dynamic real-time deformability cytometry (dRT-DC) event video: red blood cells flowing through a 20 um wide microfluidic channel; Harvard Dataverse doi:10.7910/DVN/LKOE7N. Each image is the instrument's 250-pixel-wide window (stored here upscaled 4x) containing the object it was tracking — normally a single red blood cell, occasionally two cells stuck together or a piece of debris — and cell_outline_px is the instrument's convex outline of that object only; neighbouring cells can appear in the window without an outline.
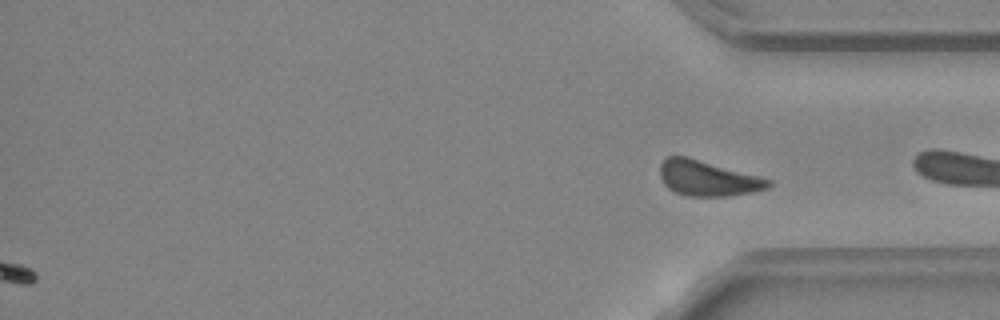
{"species": "common noctule bat (a hibernating species)", "species_latin": "Nyctalus noctula", "temperature_condition": "warm", "stored_images_in_passage": 38, "camera_frame_rate_fps": 3000, "um_per_image_px": 0.085, "animal": {"sex": "female", "body_mass_g": 24.6, "forearm_length_mm": 56.2}, "frame": {"image": 1, "passage_image": 38, "time_ms": 12.333, "image_size_px": [1000, 320], "cell_outline_px": [[772, 184], [768, 188], [752, 192], [728, 196], [688, 196], [676, 192], [668, 188], [664, 184], [660, 176], [660, 164], [668, 156], [684, 156], [760, 176], [772, 180]], "centroid_in_image_um": [60.16, 15.16], "position_along_channel_um": 375.0, "area_um2": 22.14}}